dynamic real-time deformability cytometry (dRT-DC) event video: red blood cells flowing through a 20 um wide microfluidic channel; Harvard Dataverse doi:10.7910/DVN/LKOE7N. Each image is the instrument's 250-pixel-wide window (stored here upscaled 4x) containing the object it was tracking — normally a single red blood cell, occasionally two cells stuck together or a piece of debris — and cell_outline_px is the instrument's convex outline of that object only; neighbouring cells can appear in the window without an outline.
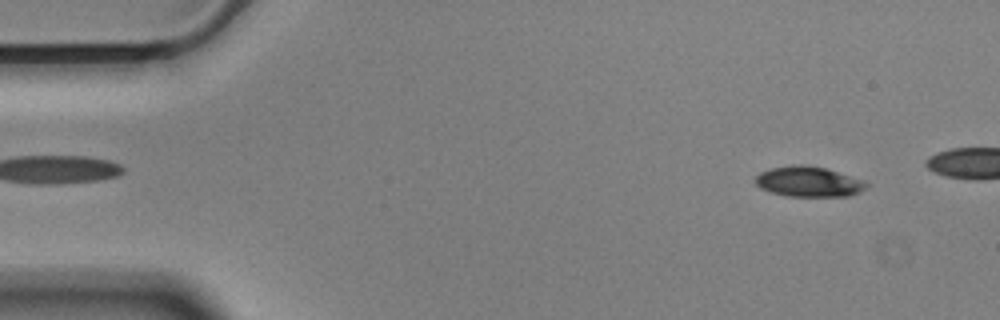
{"species": "Egyptian fruit bat (a non-hibernating species)", "species_latin": "Rousettus aegyptiacus", "temperature_condition": "cold", "stored_images_in_passage": 48, "camera_frame_rate_fps": 3000, "um_per_image_px": 0.085, "animal": {"sex": "male"}, "frame": {"image": 1, "passage_image": 4, "time_ms": 1.0, "image_size_px": [1000, 320], "cell_outline_px": [[868, 184], [860, 192], [848, 196], [788, 196], [772, 192], [760, 188], [756, 184], [756, 176], [760, 172], [772, 168], [792, 164], [800, 164], [824, 168], [860, 180]], "centroid_in_image_um": [68.68, 15.44], "position_along_channel_um": 16.3, "area_um2": 19.13}}
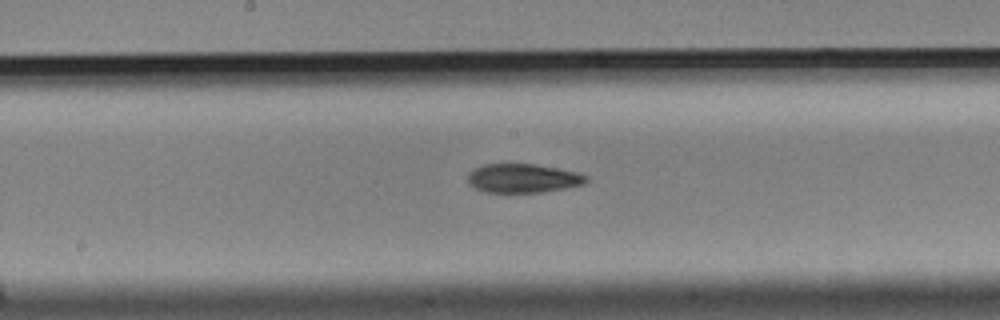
{"frame": {"image": 2, "passage_image": 28, "time_ms": 9.0, "image_size_px": [1000, 320], "cell_outline_px": [[588, 180], [584, 184], [564, 188], [540, 192], [484, 192], [468, 184], [468, 172], [472, 168], [484, 164], [536, 164], [560, 168], [576, 172], [588, 176]], "centroid_in_image_um": [44.43, 15.14], "position_along_channel_um": 203.8, "area_um2": 20.06}}
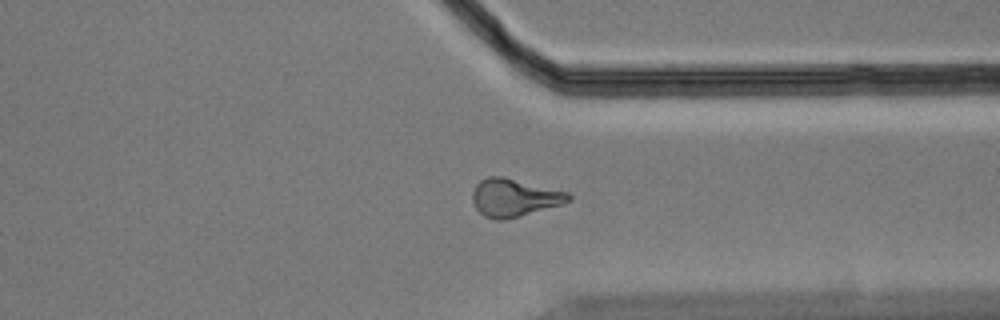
{"frame": {"image": 3, "passage_image": 42, "time_ms": 13.667, "image_size_px": [1000, 320], "cell_outline_px": [[572, 200], [560, 204], [520, 216], [500, 220], [496, 220], [484, 216], [476, 208], [472, 200], [472, 192], [476, 184], [480, 180], [488, 176], [504, 176], [568, 192], [572, 196]], "centroid_in_image_um": [43.69, 16.78], "position_along_channel_um": 367.7, "area_um2": 21.1}}